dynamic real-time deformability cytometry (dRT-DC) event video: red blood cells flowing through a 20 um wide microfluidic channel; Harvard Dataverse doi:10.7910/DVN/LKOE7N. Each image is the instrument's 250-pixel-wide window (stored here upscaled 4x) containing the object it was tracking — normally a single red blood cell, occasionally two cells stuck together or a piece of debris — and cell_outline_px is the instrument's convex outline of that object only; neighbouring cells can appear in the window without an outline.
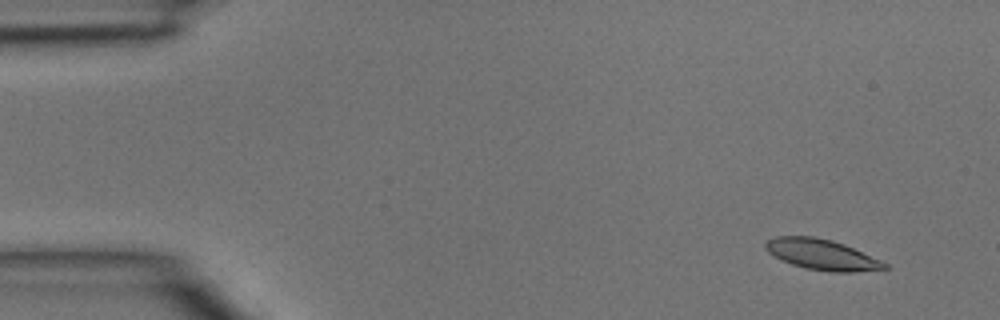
{"species": "common noctule bat (a hibernating species)", "species_latin": "Nyctalus noctula", "temperature_condition": "room temperature", "stored_images_in_passage": 3, "camera_frame_rate_fps": 3000, "um_per_image_px": 0.085, "animal": {"sex": "male", "body_mass_g": 15.6}, "frame": {"image": 1, "passage_image": 1, "time_ms": 0.0, "image_size_px": [1000, 320], "cell_outline_px": [[888, 268], [856, 272], [832, 272], [804, 268], [792, 264], [768, 252], [764, 248], [764, 244], [768, 240], [776, 236], [812, 236], [832, 240], [844, 244], [880, 260], [888, 264]], "centroid_in_image_um": [69.85, 21.63], "position_along_channel_um": 15.1, "area_um2": 21.04}}